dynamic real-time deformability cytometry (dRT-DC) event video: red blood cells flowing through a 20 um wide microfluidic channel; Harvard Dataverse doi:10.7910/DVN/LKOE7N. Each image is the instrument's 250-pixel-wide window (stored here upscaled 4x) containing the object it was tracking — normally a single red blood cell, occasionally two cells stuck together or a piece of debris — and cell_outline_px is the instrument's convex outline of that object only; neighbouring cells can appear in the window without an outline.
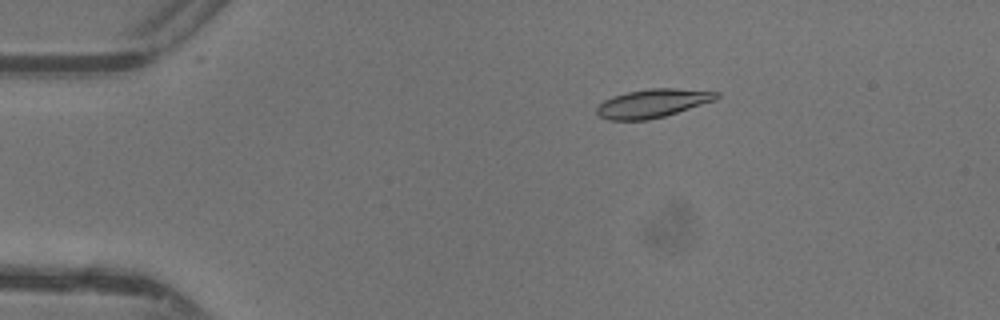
{"species": "common noctule bat (a hibernating species)", "species_latin": "Nyctalus noctula", "temperature_condition": "warm", "stored_images_in_passage": 13, "camera_frame_rate_fps": 3000, "um_per_image_px": 0.085, "animal": {"sex": "female"}, "frame": {"image": 1, "passage_image": 1, "time_ms": 0.0, "image_size_px": [1000, 320], "cell_outline_px": [[720, 96], [716, 100], [664, 116], [648, 120], [608, 120], [600, 116], [596, 112], [596, 108], [604, 100], [612, 96], [628, 92], [648, 88], [676, 88], [720, 92]], "centroid_in_image_um": [55.48, 8.77], "position_along_channel_um": 29.5, "area_um2": 19.88}}
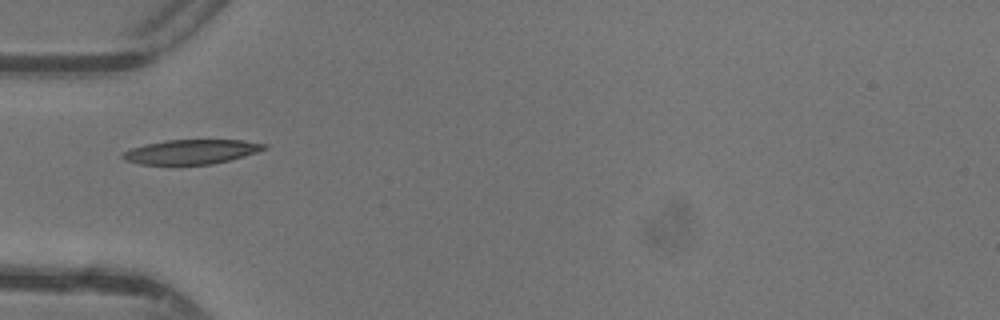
{"frame": {"image": 2, "passage_image": 8, "time_ms": 2.333, "image_size_px": [1000, 320], "cell_outline_px": [[268, 148], [244, 156], [212, 164], [140, 164], [124, 160], [120, 156], [124, 152], [132, 148], [144, 144], [168, 140], [240, 140], [268, 144]], "centroid_in_image_um": [16.25, 12.89], "position_along_channel_um": 68.7, "area_um2": 20.0}}
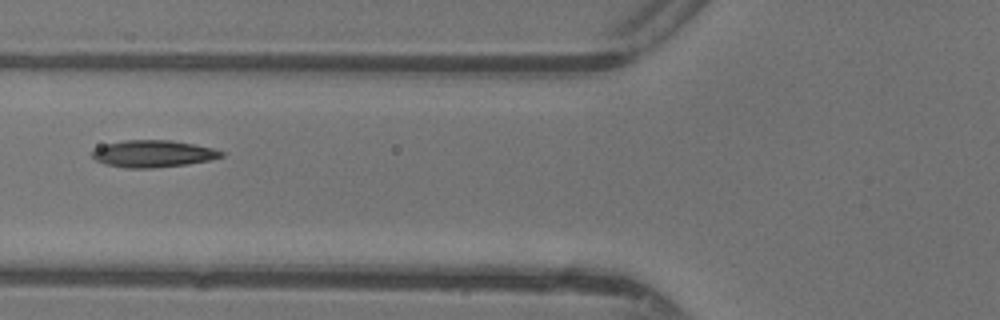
{"frame": {"image": 3, "passage_image": 11, "time_ms": 3.333, "image_size_px": [1000, 320], "cell_outline_px": [[224, 156], [212, 160], [188, 164], [152, 168], [124, 168], [104, 164], [96, 160], [92, 156], [92, 152], [96, 148], [104, 144], [124, 140], [172, 140], [212, 148], [224, 152]], "centroid_in_image_um": [13.01, 13.07], "position_along_channel_um": 112.8, "area_um2": 20.4}}